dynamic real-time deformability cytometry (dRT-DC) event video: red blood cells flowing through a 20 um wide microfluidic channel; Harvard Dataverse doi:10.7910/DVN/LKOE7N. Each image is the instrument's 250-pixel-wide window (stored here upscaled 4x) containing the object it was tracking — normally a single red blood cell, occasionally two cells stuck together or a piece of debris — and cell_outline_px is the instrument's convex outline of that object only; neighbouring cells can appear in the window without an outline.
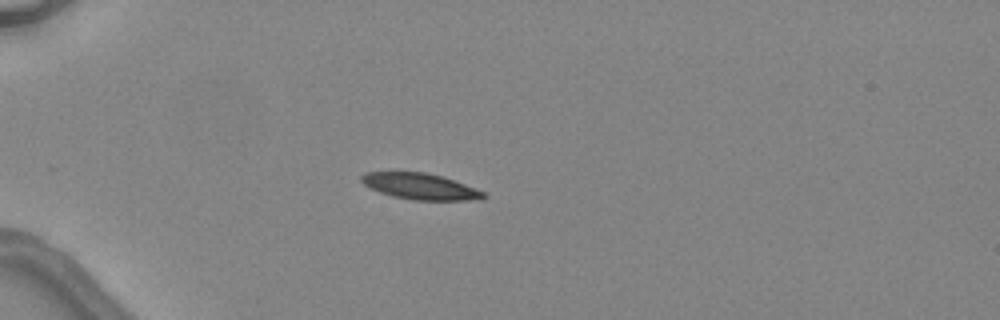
{"species": "common noctule bat (a hibernating species)", "species_latin": "Nyctalus noctula", "temperature_condition": "warm", "stored_images_in_passage": 5, "camera_frame_rate_fps": 3000, "um_per_image_px": 0.085, "animal": {"sex": "female", "body_mass_g": 24.6, "forearm_length_mm": 56.2}, "frame": {"image": 1, "passage_image": 3, "time_ms": 3.667, "image_size_px": [1000, 320], "cell_outline_px": [[488, 196], [468, 200], [412, 200], [392, 196], [380, 192], [364, 184], [360, 180], [360, 176], [364, 172], [424, 172], [440, 176], [476, 188], [484, 192]], "centroid_in_image_um": [35.68, 15.84], "position_along_channel_um": 49.3, "area_um2": 18.32}}